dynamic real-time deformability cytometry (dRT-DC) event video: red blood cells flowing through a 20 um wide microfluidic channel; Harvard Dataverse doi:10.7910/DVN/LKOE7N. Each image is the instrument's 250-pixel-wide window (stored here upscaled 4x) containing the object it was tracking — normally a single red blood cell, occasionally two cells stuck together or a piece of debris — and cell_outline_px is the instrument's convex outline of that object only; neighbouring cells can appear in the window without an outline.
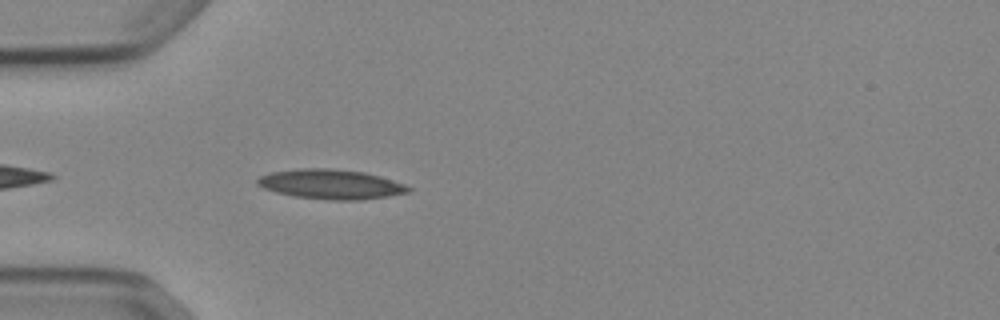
{"species": "Egyptian fruit bat (a non-hibernating species)", "species_latin": "Rousettus aegyptiacus", "temperature_condition": "cold", "stored_images_in_passage": 7, "camera_frame_rate_fps": 3000, "um_per_image_px": 0.085, "animal": {"sex": "female"}, "frame": {"image": 1, "passage_image": 3, "time_ms": 0.667, "image_size_px": [1000, 320], "cell_outline_px": [[412, 192], [388, 196], [360, 200], [328, 200], [292, 196], [276, 192], [264, 188], [256, 184], [256, 180], [260, 176], [272, 172], [300, 168], [332, 168], [364, 172], [380, 176], [404, 184], [412, 188]], "centroid_in_image_um": [28.13, 15.66], "position_along_channel_um": 56.9, "area_um2": 26.24}}
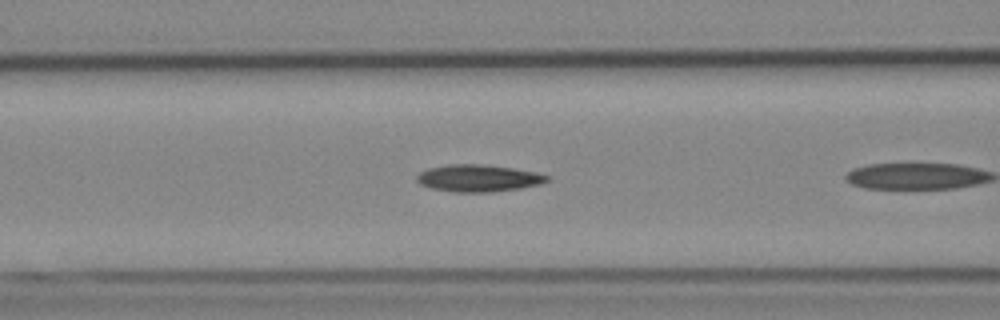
{"frame": {"image": 2, "passage_image": 6, "time_ms": 1.667, "image_size_px": [1000, 320], "cell_outline_px": [[548, 180], [540, 184], [520, 188], [492, 192], [456, 192], [432, 188], [420, 184], [416, 180], [416, 176], [420, 172], [428, 168], [448, 164], [480, 164], [512, 168], [536, 172], [548, 176]], "centroid_in_image_um": [40.63, 15.14], "position_along_channel_um": 126.0, "area_um2": 20.4}}